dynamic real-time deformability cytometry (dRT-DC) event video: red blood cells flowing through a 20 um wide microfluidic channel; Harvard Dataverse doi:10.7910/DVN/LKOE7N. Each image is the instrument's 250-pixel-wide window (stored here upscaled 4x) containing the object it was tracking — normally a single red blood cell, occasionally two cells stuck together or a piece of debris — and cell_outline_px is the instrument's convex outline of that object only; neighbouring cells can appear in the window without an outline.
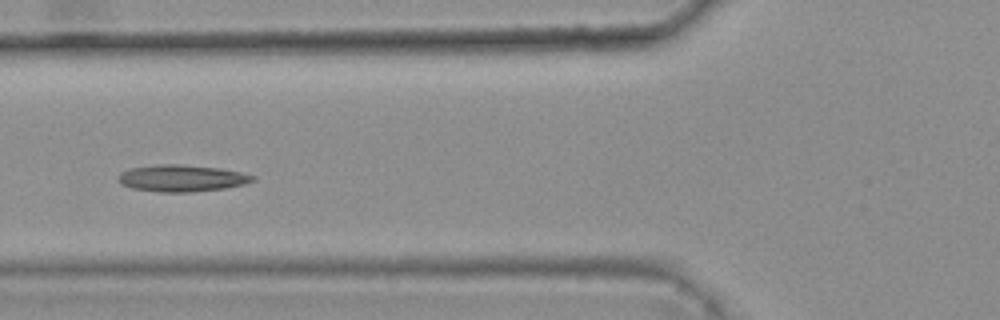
{"species": "common noctule bat (a hibernating species)", "species_latin": "Nyctalus noctula", "temperature_condition": "warm", "stored_images_in_passage": 9, "camera_frame_rate_fps": 3000, "um_per_image_px": 0.085, "animal": {"sex": "female", "body_mass_g": 25.1}, "frame": {"image": 1, "passage_image": 6, "time_ms": 1.667, "image_size_px": [1000, 320], "cell_outline_px": [[256, 180], [244, 184], [224, 188], [192, 192], [160, 192], [132, 188], [120, 184], [116, 180], [116, 176], [120, 172], [132, 168], [156, 164], [180, 164], [220, 168], [240, 172], [256, 176]], "centroid_in_image_um": [15.42, 15.14], "position_along_channel_um": 110.4, "area_um2": 21.15}}
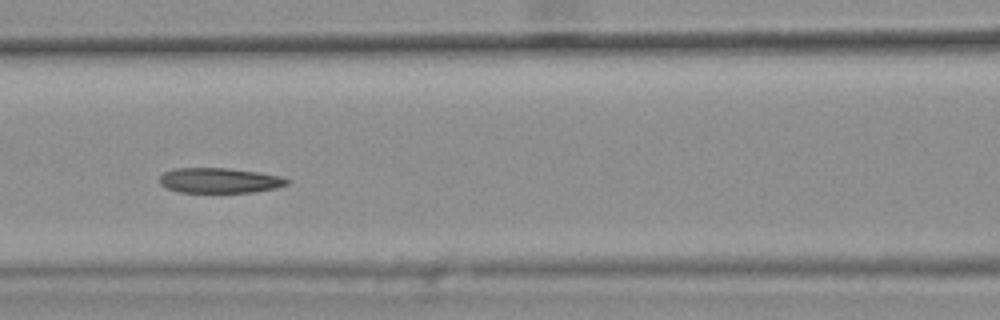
{"frame": {"image": 2, "passage_image": 7, "time_ms": 2.0, "image_size_px": [1000, 320], "cell_outline_px": [[292, 180], [288, 184], [276, 188], [252, 192], [176, 192], [164, 188], [160, 184], [160, 176], [164, 172], [172, 168], [228, 168], [256, 172], [280, 176]], "centroid_in_image_um": [18.63, 15.34], "position_along_channel_um": 148.0, "area_um2": 18.79}}
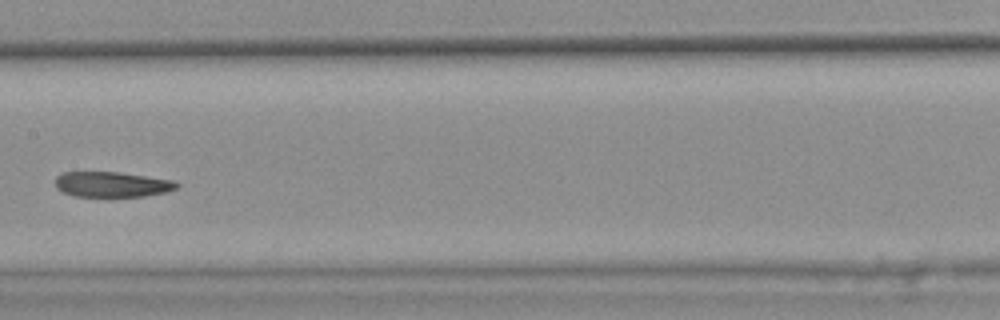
{"frame": {"image": 3, "passage_image": 8, "time_ms": 2.333, "image_size_px": [1000, 320], "cell_outline_px": [[180, 184], [176, 188], [164, 192], [144, 196], [108, 200], [72, 196], [56, 188], [56, 176], [64, 172], [120, 172], [176, 180]], "centroid_in_image_um": [9.52, 15.72], "position_along_channel_um": 197.9, "area_um2": 18.96}}